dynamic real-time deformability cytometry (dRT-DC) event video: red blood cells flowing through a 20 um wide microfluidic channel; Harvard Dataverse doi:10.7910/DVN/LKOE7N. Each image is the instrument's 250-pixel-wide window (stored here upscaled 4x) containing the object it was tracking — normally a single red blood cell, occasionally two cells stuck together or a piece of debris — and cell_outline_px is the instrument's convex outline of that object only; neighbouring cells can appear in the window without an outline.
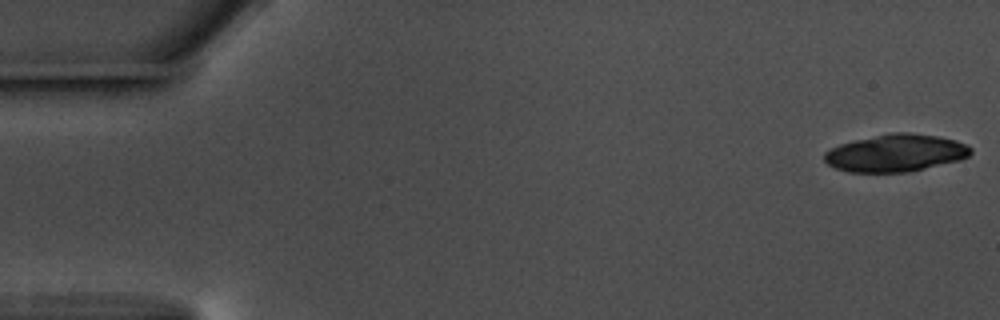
{"species": "common noctule bat (a hibernating species)", "species_latin": "Nyctalus noctula", "temperature_condition": "warm", "stored_images_in_passage": 56, "segment_of_instrument_passage": [1, 2], "camera_frame_rate_fps": 3000, "um_per_image_px": 0.085, "animal": {"sex": "male", "body_mass_g": 17.5, "forearm_length_mm": 52.3}, "frame": {"image": 1, "passage_image": 1, "time_ms": 0.0, "image_size_px": [1000, 320], "cell_outline_px": [[972, 152], [968, 156], [960, 160], [908, 172], [848, 172], [836, 168], [828, 164], [824, 160], [824, 152], [840, 144], [856, 140], [892, 132], [908, 132], [936, 136], [956, 140], [968, 144], [972, 148]], "centroid_in_image_um": [76.16, 13.01], "position_along_channel_um": 8.8, "area_um2": 31.79}}